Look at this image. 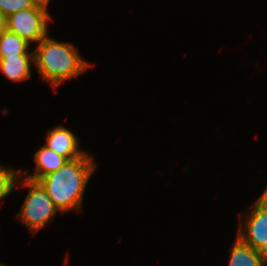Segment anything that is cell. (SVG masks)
Here are the masks:
<instances>
[{
	"label": "cell",
	"mask_w": 267,
	"mask_h": 266,
	"mask_svg": "<svg viewBox=\"0 0 267 266\" xmlns=\"http://www.w3.org/2000/svg\"><path fill=\"white\" fill-rule=\"evenodd\" d=\"M96 166L86 152L82 157L67 161L59 170L43 176L38 182L59 211H78L82 206L86 185Z\"/></svg>",
	"instance_id": "cell-1"
},
{
	"label": "cell",
	"mask_w": 267,
	"mask_h": 266,
	"mask_svg": "<svg viewBox=\"0 0 267 266\" xmlns=\"http://www.w3.org/2000/svg\"><path fill=\"white\" fill-rule=\"evenodd\" d=\"M34 52V63L43 80L57 87L62 81L79 76L91 64L82 60L74 45L62 43L48 36L43 38Z\"/></svg>",
	"instance_id": "cell-2"
},
{
	"label": "cell",
	"mask_w": 267,
	"mask_h": 266,
	"mask_svg": "<svg viewBox=\"0 0 267 266\" xmlns=\"http://www.w3.org/2000/svg\"><path fill=\"white\" fill-rule=\"evenodd\" d=\"M23 176L24 174H21L18 178V186L21 183V186L27 187L29 191L19 211L20 214L16 217L24 222L30 231H33L32 234H36L52 217L56 216L59 210L38 181L23 178Z\"/></svg>",
	"instance_id": "cell-3"
},
{
	"label": "cell",
	"mask_w": 267,
	"mask_h": 266,
	"mask_svg": "<svg viewBox=\"0 0 267 266\" xmlns=\"http://www.w3.org/2000/svg\"><path fill=\"white\" fill-rule=\"evenodd\" d=\"M47 8L34 5L7 17V30L17 34L29 44L40 42L48 35V21L51 20Z\"/></svg>",
	"instance_id": "cell-4"
},
{
	"label": "cell",
	"mask_w": 267,
	"mask_h": 266,
	"mask_svg": "<svg viewBox=\"0 0 267 266\" xmlns=\"http://www.w3.org/2000/svg\"><path fill=\"white\" fill-rule=\"evenodd\" d=\"M249 215L237 237L267 257V205L256 200Z\"/></svg>",
	"instance_id": "cell-5"
},
{
	"label": "cell",
	"mask_w": 267,
	"mask_h": 266,
	"mask_svg": "<svg viewBox=\"0 0 267 266\" xmlns=\"http://www.w3.org/2000/svg\"><path fill=\"white\" fill-rule=\"evenodd\" d=\"M76 135L62 125L47 132L44 146L65 157L68 161L82 157L86 152L80 150Z\"/></svg>",
	"instance_id": "cell-6"
},
{
	"label": "cell",
	"mask_w": 267,
	"mask_h": 266,
	"mask_svg": "<svg viewBox=\"0 0 267 266\" xmlns=\"http://www.w3.org/2000/svg\"><path fill=\"white\" fill-rule=\"evenodd\" d=\"M36 163L35 173L26 178L38 181L43 176L59 170L68 160L55 151L42 146L34 155Z\"/></svg>",
	"instance_id": "cell-7"
},
{
	"label": "cell",
	"mask_w": 267,
	"mask_h": 266,
	"mask_svg": "<svg viewBox=\"0 0 267 266\" xmlns=\"http://www.w3.org/2000/svg\"><path fill=\"white\" fill-rule=\"evenodd\" d=\"M34 62V55H16L0 57V71L13 82L26 80L31 75L30 63Z\"/></svg>",
	"instance_id": "cell-8"
},
{
	"label": "cell",
	"mask_w": 267,
	"mask_h": 266,
	"mask_svg": "<svg viewBox=\"0 0 267 266\" xmlns=\"http://www.w3.org/2000/svg\"><path fill=\"white\" fill-rule=\"evenodd\" d=\"M235 241L228 266H267V257L263 253L254 250L239 237Z\"/></svg>",
	"instance_id": "cell-9"
},
{
	"label": "cell",
	"mask_w": 267,
	"mask_h": 266,
	"mask_svg": "<svg viewBox=\"0 0 267 266\" xmlns=\"http://www.w3.org/2000/svg\"><path fill=\"white\" fill-rule=\"evenodd\" d=\"M29 45L24 39L8 30L0 33V57L34 55V52H28Z\"/></svg>",
	"instance_id": "cell-10"
},
{
	"label": "cell",
	"mask_w": 267,
	"mask_h": 266,
	"mask_svg": "<svg viewBox=\"0 0 267 266\" xmlns=\"http://www.w3.org/2000/svg\"><path fill=\"white\" fill-rule=\"evenodd\" d=\"M21 173L20 171L17 173L15 170L0 166V201L13 191Z\"/></svg>",
	"instance_id": "cell-11"
},
{
	"label": "cell",
	"mask_w": 267,
	"mask_h": 266,
	"mask_svg": "<svg viewBox=\"0 0 267 266\" xmlns=\"http://www.w3.org/2000/svg\"><path fill=\"white\" fill-rule=\"evenodd\" d=\"M35 5L31 0H0V11L6 17L22 10L29 9Z\"/></svg>",
	"instance_id": "cell-12"
},
{
	"label": "cell",
	"mask_w": 267,
	"mask_h": 266,
	"mask_svg": "<svg viewBox=\"0 0 267 266\" xmlns=\"http://www.w3.org/2000/svg\"><path fill=\"white\" fill-rule=\"evenodd\" d=\"M7 30V17L0 11V33Z\"/></svg>",
	"instance_id": "cell-13"
},
{
	"label": "cell",
	"mask_w": 267,
	"mask_h": 266,
	"mask_svg": "<svg viewBox=\"0 0 267 266\" xmlns=\"http://www.w3.org/2000/svg\"><path fill=\"white\" fill-rule=\"evenodd\" d=\"M31 1L34 2L36 5H40L42 7L47 8L50 0H31Z\"/></svg>",
	"instance_id": "cell-14"
},
{
	"label": "cell",
	"mask_w": 267,
	"mask_h": 266,
	"mask_svg": "<svg viewBox=\"0 0 267 266\" xmlns=\"http://www.w3.org/2000/svg\"><path fill=\"white\" fill-rule=\"evenodd\" d=\"M258 201L267 205V189L263 192V194L258 198Z\"/></svg>",
	"instance_id": "cell-15"
}]
</instances>
